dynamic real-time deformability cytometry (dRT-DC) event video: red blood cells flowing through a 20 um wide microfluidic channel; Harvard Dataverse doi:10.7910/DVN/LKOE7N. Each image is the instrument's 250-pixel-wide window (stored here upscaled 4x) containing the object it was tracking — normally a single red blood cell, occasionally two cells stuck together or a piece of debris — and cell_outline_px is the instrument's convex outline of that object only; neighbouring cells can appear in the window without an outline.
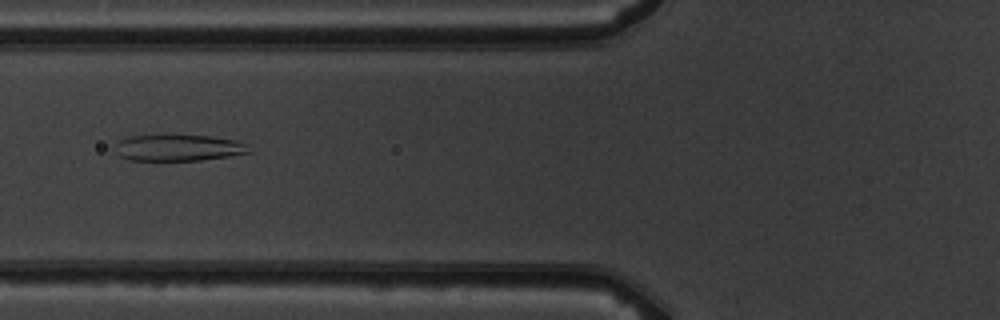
{"species": "common noctule bat (a hibernating species)", "species_latin": "Nyctalus noctula", "temperature_condition": "warm", "stored_images_in_passage": 3, "camera_frame_rate_fps": 3000, "um_per_image_px": 0.085, "animal": {"sex": "male", "body_mass_g": 19.5, "forearm_length_mm": 54.6}, "frame": {"image": 1, "passage_image": 2, "time_ms": 1.333, "image_size_px": [1000, 320], "cell_outline_px": [[252, 152], [228, 156], [200, 160], [128, 160], [120, 156], [116, 152], [116, 144], [124, 136], [208, 136], [236, 140], [248, 144]], "centroid_in_image_um": [15.18, 12.57], "position_along_channel_um": 110.6, "area_um2": 20.35}}